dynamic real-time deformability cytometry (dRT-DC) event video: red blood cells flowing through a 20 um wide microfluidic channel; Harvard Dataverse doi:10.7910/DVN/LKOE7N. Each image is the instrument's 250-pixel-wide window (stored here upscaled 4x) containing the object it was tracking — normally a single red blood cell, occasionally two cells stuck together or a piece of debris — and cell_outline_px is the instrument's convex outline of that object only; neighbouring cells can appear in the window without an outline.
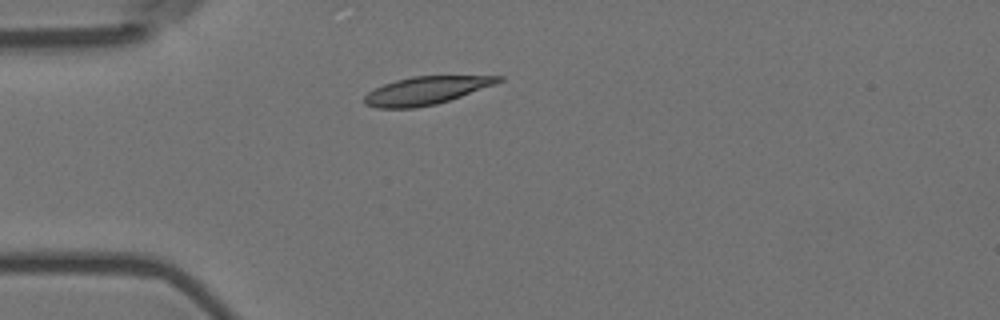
{"species": "Egyptian fruit bat (a non-hibernating species)", "species_latin": "Rousettus aegyptiacus", "temperature_condition": "room temperature", "stored_images_in_passage": 1, "camera_frame_rate_fps": 3000, "um_per_image_px": 0.085, "animal": {"sex": "female"}, "frame": {"image": 1, "passage_image": 1, "time_ms": 0.0, "image_size_px": [1000, 320], "cell_outline_px": [[504, 80], [496, 84], [436, 104], [412, 108], [376, 108], [364, 104], [364, 96], [368, 92], [384, 84], [396, 80], [412, 76], [504, 76]], "centroid_in_image_um": [36.2, 7.69], "position_along_channel_um": 48.8, "area_um2": 21.62}}